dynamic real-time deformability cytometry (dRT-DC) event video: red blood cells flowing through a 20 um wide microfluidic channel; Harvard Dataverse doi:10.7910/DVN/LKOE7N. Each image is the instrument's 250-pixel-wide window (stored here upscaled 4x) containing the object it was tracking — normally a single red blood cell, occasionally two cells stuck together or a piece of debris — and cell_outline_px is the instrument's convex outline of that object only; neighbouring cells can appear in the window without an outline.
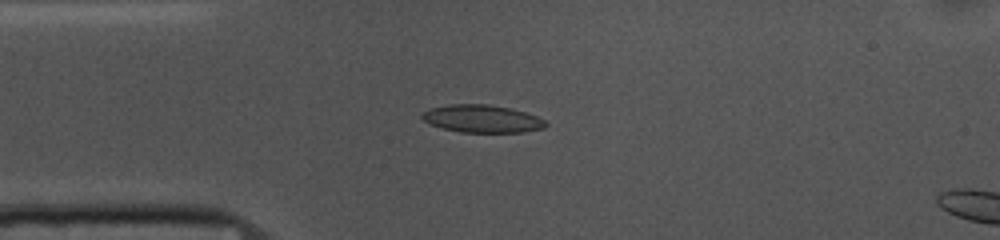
{"species": "common noctule bat (a hibernating species)", "species_latin": "Nyctalus noctula", "temperature_condition": "cold", "stored_images_in_passage": 53, "camera_frame_rate_fps": 3000, "um_per_image_px": 0.085, "animal": {"sex": "female", "body_mass_g": 10.0, "forearm_length_mm": 53.1}, "frame": {"image": 1, "passage_image": 12, "time_ms": 3.667, "image_size_px": [1000, 240], "cell_outline_px": [[548, 124], [544, 128], [524, 132], [460, 132], [428, 124], [420, 116], [424, 112], [432, 108], [448, 104], [488, 104], [512, 108], [536, 116], [544, 120]], "centroid_in_image_um": [40.98, 10.09], "position_along_channel_um": 44.0, "area_um2": 19.88}}
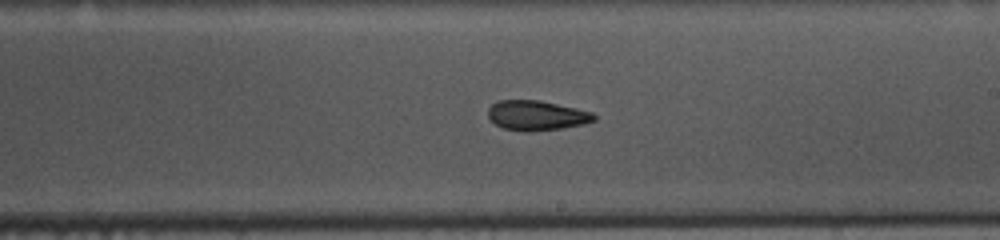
{"frame": {"image": 2, "passage_image": 29, "time_ms": 9.333, "image_size_px": [1000, 240], "cell_outline_px": [[596, 120], [584, 124], [564, 128], [528, 132], [524, 132], [504, 128], [496, 124], [488, 116], [488, 108], [492, 104], [500, 100], [540, 100], [576, 108], [592, 112], [596, 116]], "centroid_in_image_um": [45.63, 9.82], "position_along_channel_um": 243.4, "area_um2": 18.5}}
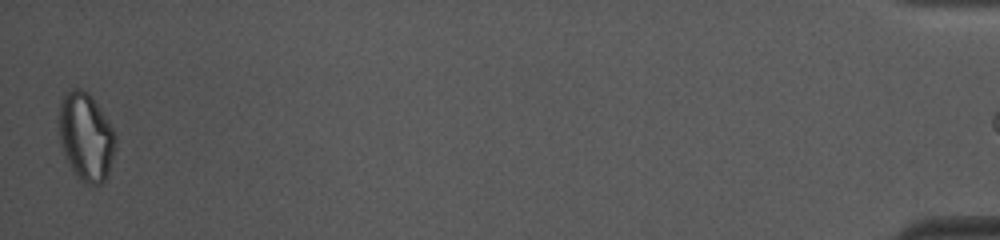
{"frame": {"image": 3, "passage_image": 52, "time_ms": 17.0, "image_size_px": [1000, 240], "cell_outline_px": [[116, 148], [108, 172], [104, 180], [100, 184], [88, 184], [80, 180], [76, 176], [60, 144], [60, 100], [64, 92], [72, 88], [80, 88], [88, 92], [116, 132]], "centroid_in_image_um": [7.32, 11.6], "position_along_channel_um": 427.9, "area_um2": 28.78}}